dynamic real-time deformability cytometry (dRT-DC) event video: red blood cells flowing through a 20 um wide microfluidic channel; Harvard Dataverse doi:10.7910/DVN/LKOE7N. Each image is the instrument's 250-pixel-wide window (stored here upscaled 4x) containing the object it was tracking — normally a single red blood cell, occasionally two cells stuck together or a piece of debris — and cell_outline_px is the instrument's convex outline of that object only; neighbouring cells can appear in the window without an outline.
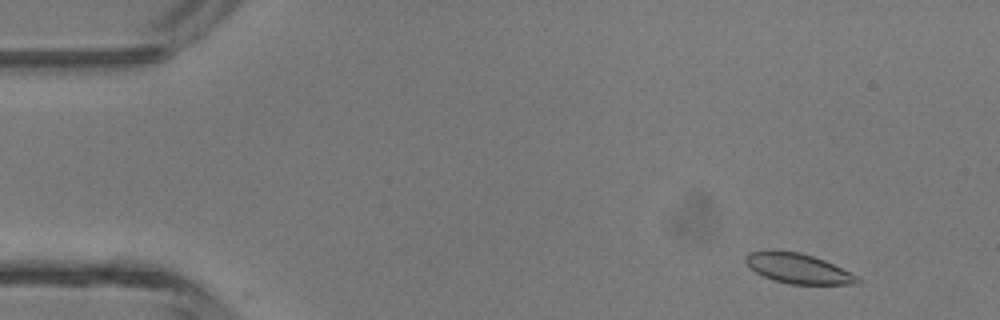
{"species": "common noctule bat (a hibernating species)", "species_latin": "Nyctalus noctula", "temperature_condition": "room temperature", "stored_images_in_passage": 5, "camera_frame_rate_fps": 3000, "um_per_image_px": 0.085, "animal": {"sex": "male", "body_mass_g": 13.3}, "frame": {"image": 1, "passage_image": 2, "time_ms": 0.333, "image_size_px": [1000, 320], "cell_outline_px": [[860, 284], [788, 284], [772, 280], [756, 272], [744, 260], [748, 252], [772, 248], [800, 252], [824, 260], [860, 276]], "centroid_in_image_um": [67.83, 22.8], "position_along_channel_um": 17.2, "area_um2": 19.88}}
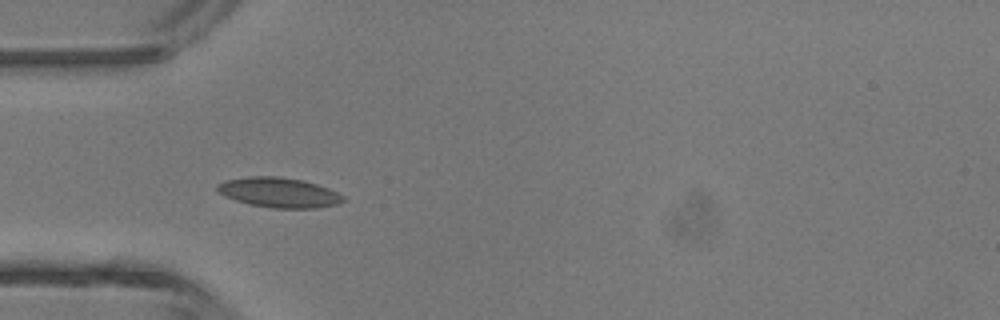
{"frame": {"image": 2, "passage_image": 4, "time_ms": 1.0, "image_size_px": [1000, 320], "cell_outline_px": [[344, 200], [336, 204], [316, 208], [272, 208], [252, 204], [236, 200], [224, 196], [216, 192], [216, 184], [224, 180], [248, 176], [280, 176], [304, 180], [328, 188], [344, 196]], "centroid_in_image_um": [23.66, 16.35], "position_along_channel_um": 61.3, "area_um2": 22.02}}
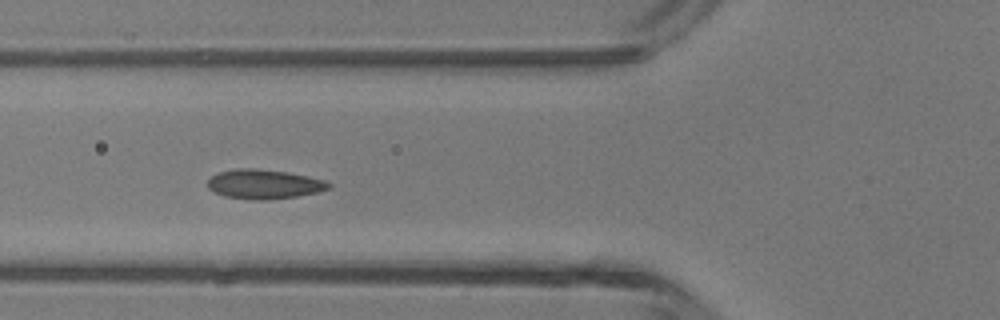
{"frame": {"image": 3, "passage_image": 5, "time_ms": 1.333, "image_size_px": [1000, 320], "cell_outline_px": [[332, 188], [320, 192], [296, 196], [268, 200], [256, 200], [224, 196], [208, 188], [208, 180], [212, 176], [220, 172], [236, 168], [256, 168], [288, 172], [328, 180], [332, 184]], "centroid_in_image_um": [22.52, 15.65], "position_along_channel_um": 103.3, "area_um2": 20.92}}